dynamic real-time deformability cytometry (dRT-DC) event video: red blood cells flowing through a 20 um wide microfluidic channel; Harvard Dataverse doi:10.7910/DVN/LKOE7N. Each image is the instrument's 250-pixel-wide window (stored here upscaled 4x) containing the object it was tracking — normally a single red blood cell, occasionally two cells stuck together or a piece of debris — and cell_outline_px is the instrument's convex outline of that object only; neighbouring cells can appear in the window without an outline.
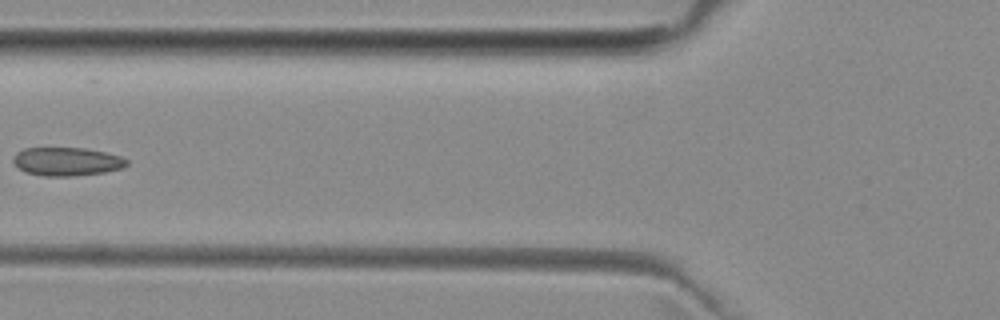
{"species": "common noctule bat (a hibernating species)", "species_latin": "Nyctalus noctula", "temperature_condition": "room temperature", "stored_images_in_passage": 6, "camera_frame_rate_fps": 3000, "um_per_image_px": 0.085, "animal": {"sex": "female", "body_mass_g": 29.2, "forearm_length_mm": 56.3}, "frame": {"image": 1, "passage_image": 5, "time_ms": 5.667, "image_size_px": [1000, 320], "cell_outline_px": [[128, 164], [120, 168], [104, 172], [72, 176], [44, 176], [24, 172], [12, 160], [16, 152], [24, 148], [84, 148], [104, 152], [120, 156], [128, 160]], "centroid_in_image_um": [5.66, 13.73], "position_along_channel_um": 120.1, "area_um2": 18.67}}
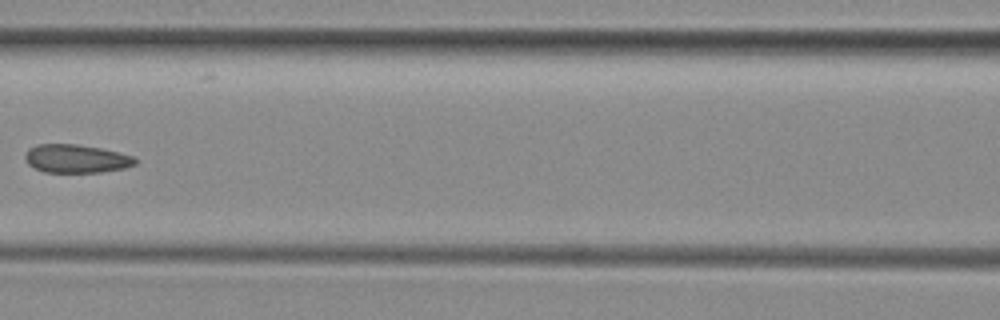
{"frame": {"image": 2, "passage_image": 6, "time_ms": 6.667, "image_size_px": [1000, 320], "cell_outline_px": [[136, 164], [124, 168], [100, 172], [44, 172], [28, 164], [24, 156], [28, 148], [40, 144], [76, 144], [100, 148], [132, 156], [136, 160]], "centroid_in_image_um": [6.44, 13.48], "position_along_channel_um": 160.2, "area_um2": 17.98}}